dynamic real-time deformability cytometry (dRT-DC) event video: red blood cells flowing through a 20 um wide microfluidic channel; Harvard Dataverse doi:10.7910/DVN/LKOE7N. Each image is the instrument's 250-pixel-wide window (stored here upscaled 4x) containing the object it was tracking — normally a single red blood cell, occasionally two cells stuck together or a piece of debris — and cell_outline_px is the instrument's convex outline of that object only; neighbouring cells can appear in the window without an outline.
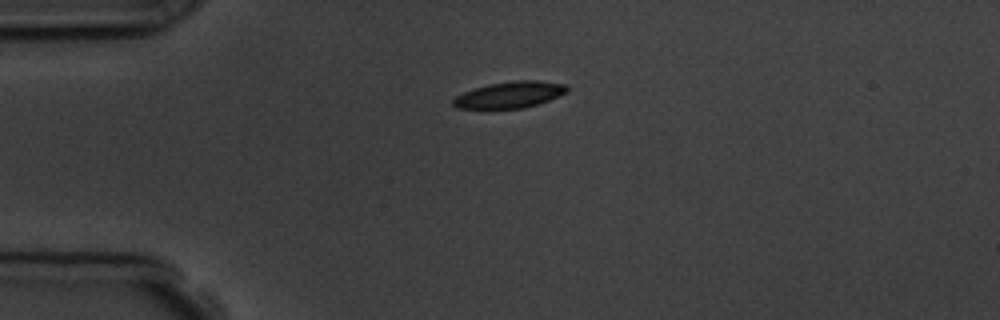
{"species": "common noctule bat (a hibernating species)", "species_latin": "Nyctalus noctula", "temperature_condition": "room temperature", "stored_images_in_passage": 7, "camera_frame_rate_fps": 3000, "um_per_image_px": 0.085, "animal": {"sex": "male", "body_mass_g": 19.5, "forearm_length_mm": 54.6}, "frame": {"image": 1, "passage_image": 1, "time_ms": 0.0, "image_size_px": [1000, 320], "cell_outline_px": [[568, 92], [560, 96], [524, 108], [456, 108], [452, 104], [452, 100], [456, 96], [464, 92], [488, 84], [516, 80], [536, 80], [568, 84]], "centroid_in_image_um": [43.37, 8.04], "position_along_channel_um": 41.6, "area_um2": 17.46}}
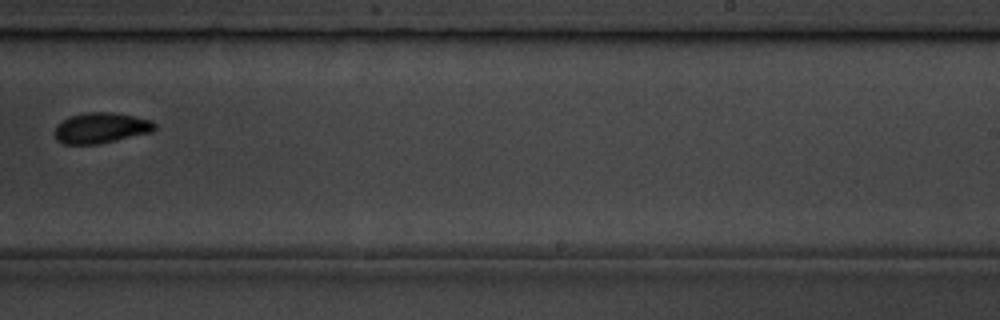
{"frame": {"image": 2, "passage_image": 7, "time_ms": 7.0, "image_size_px": [1000, 320], "cell_outline_px": [[156, 128], [152, 132], [116, 140], [96, 144], [64, 144], [56, 140], [56, 124], [68, 116], [84, 112], [112, 112], [152, 120], [156, 124]], "centroid_in_image_um": [8.57, 10.86], "position_along_channel_um": 280.4, "area_um2": 17.86}}